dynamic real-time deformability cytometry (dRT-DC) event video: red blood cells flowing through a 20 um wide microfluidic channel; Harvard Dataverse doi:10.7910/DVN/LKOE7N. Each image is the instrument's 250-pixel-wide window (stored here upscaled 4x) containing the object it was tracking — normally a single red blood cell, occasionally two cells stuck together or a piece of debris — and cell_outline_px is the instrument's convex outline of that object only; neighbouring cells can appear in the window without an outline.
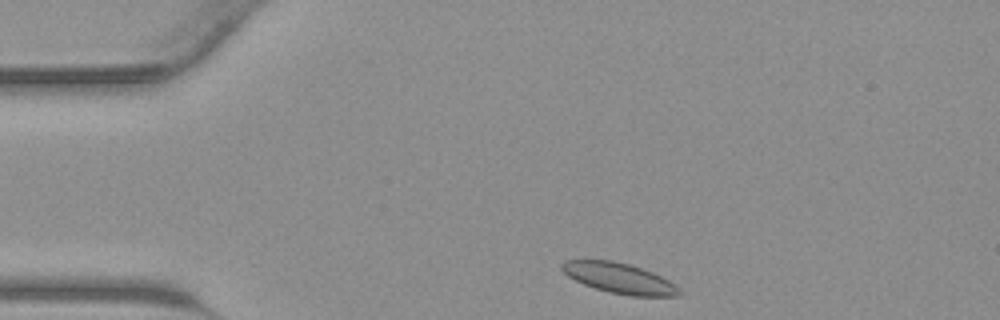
{"species": "common noctule bat (a hibernating species)", "species_latin": "Nyctalus noctula", "temperature_condition": "warm", "stored_images_in_passage": 29, "camera_frame_rate_fps": 3000, "um_per_image_px": 0.085, "animal": {"sex": "male", "body_mass_g": 23.1, "forearm_length_mm": 52.7}, "frame": {"image": 1, "passage_image": 1, "time_ms": 0.0, "image_size_px": [1000, 320], "cell_outline_px": [[684, 292], [680, 296], [628, 296], [608, 292], [584, 284], [568, 276], [560, 268], [560, 264], [564, 260], [612, 260], [628, 264], [652, 272], [676, 284]], "centroid_in_image_um": [52.67, 23.65], "position_along_channel_um": 32.3, "area_um2": 20.87}}
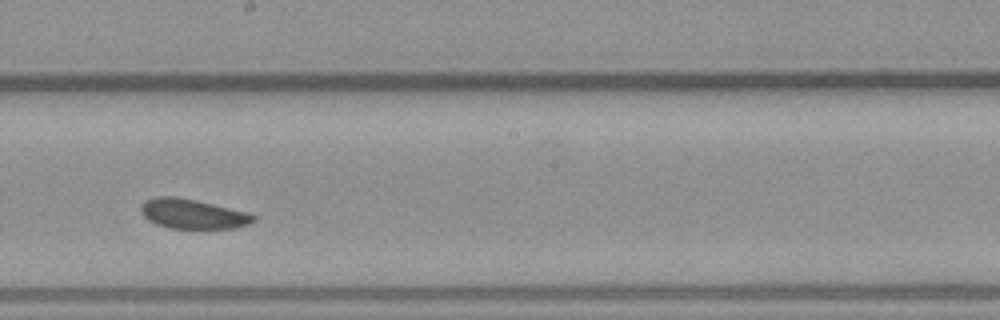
{"frame": {"image": 2, "passage_image": 17, "time_ms": 5.333, "image_size_px": [1000, 320], "cell_outline_px": [[256, 220], [248, 224], [236, 228], [168, 228], [156, 224], [148, 220], [144, 216], [140, 208], [144, 200], [156, 196], [176, 196], [196, 200], [248, 212], [256, 216]], "centroid_in_image_um": [16.37, 18.17], "position_along_channel_um": 231.8, "area_um2": 19.54}}
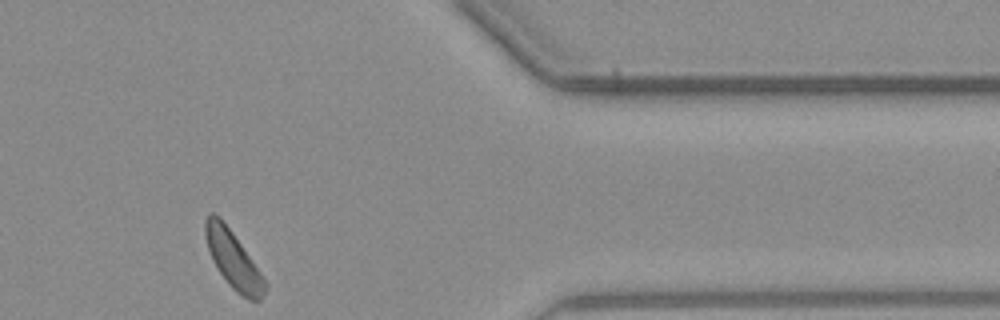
{"frame": {"image": 3, "passage_image": 29, "time_ms": 9.333, "image_size_px": [1000, 320], "cell_outline_px": [[268, 284], [260, 300], [252, 300], [236, 292], [228, 284], [212, 260], [208, 248], [204, 232], [204, 220], [208, 212], [212, 212], [220, 216], [232, 232], [260, 272]], "centroid_in_image_um": [19.79, 22.03], "position_along_channel_um": 391.6, "area_um2": 19.59}}